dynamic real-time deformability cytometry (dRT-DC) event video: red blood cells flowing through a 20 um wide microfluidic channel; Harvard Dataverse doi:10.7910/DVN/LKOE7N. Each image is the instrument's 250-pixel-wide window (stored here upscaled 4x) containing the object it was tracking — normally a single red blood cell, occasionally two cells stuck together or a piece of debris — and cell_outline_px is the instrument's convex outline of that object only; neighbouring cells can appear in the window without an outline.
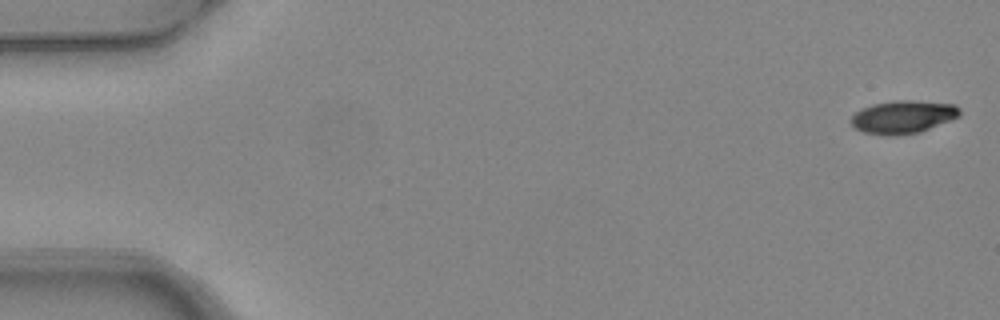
{"species": "common noctule bat (a hibernating species)", "species_latin": "Nyctalus noctula", "temperature_condition": "warm", "stored_images_in_passage": 4, "camera_frame_rate_fps": 3000, "um_per_image_px": 0.085, "animal": {"sex": "female", "body_mass_g": 24.6, "forearm_length_mm": 56.2}, "frame": {"image": 1, "passage_image": 1, "time_ms": 0.0, "image_size_px": [1000, 320], "cell_outline_px": [[960, 116], [920, 132], [896, 136], [888, 136], [864, 132], [856, 128], [848, 120], [860, 108], [872, 104], [896, 100], [912, 100], [956, 104], [960, 108]], "centroid_in_image_um": [76.75, 9.93], "position_along_channel_um": 8.3, "area_um2": 21.04}}